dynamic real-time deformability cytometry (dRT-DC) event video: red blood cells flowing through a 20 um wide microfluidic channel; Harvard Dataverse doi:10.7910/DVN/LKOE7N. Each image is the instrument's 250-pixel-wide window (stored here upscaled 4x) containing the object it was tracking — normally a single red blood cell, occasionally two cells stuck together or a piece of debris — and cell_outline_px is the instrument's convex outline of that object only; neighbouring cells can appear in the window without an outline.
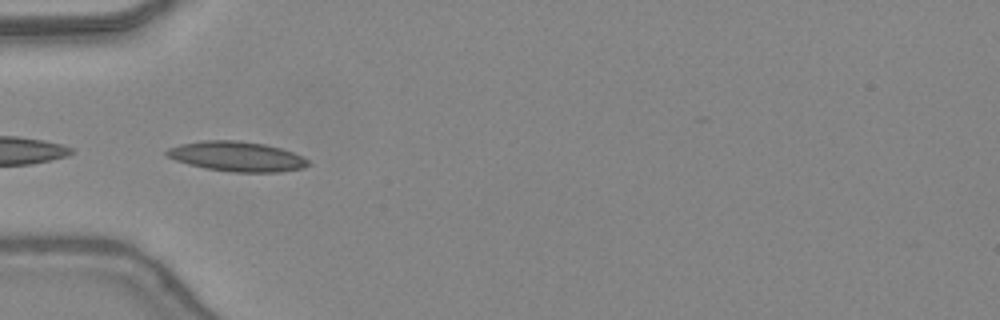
{"species": "common noctule bat (a hibernating species)", "species_latin": "Nyctalus noctula", "temperature_condition": "warm", "stored_images_in_passage": 6, "camera_frame_rate_fps": 3000, "um_per_image_px": 0.085, "animal": {"sex": "female", "body_mass_g": 24.6, "forearm_length_mm": 56.2}, "frame": {"image": 1, "passage_image": 2, "time_ms": 0.333, "image_size_px": [1000, 320], "cell_outline_px": [[308, 164], [304, 168], [280, 172], [232, 172], [204, 168], [188, 164], [164, 156], [164, 152], [168, 148], [180, 144], [204, 140], [240, 140], [264, 144], [280, 148], [292, 152], [308, 160]], "centroid_in_image_um": [20.08, 13.3], "position_along_channel_um": 64.9, "area_um2": 24.68}}